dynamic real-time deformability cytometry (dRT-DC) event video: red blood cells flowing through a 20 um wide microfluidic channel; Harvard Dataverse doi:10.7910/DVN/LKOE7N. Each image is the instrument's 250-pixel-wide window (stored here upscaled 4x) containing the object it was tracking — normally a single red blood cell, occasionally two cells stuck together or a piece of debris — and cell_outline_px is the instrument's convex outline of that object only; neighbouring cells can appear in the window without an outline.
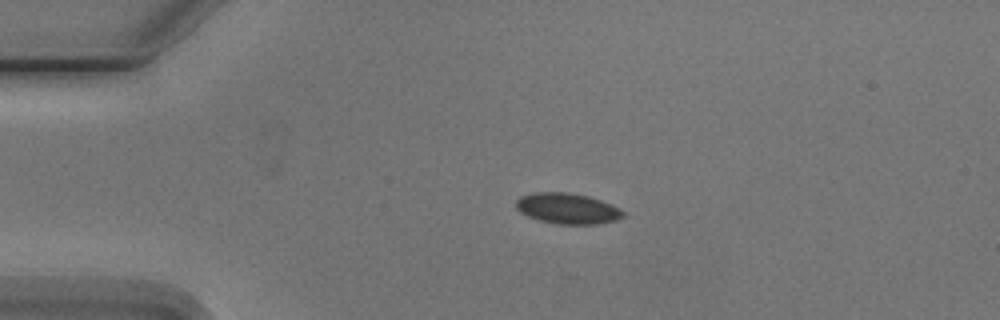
{"species": "Egyptian fruit bat (a non-hibernating species)", "species_latin": "Rousettus aegyptiacus", "temperature_condition": "cold", "stored_images_in_passage": 5, "camera_frame_rate_fps": 3000, "um_per_image_px": 0.085, "animal": {"sex": "male"}, "frame": {"image": 1, "passage_image": 3, "time_ms": 2.333, "image_size_px": [1000, 320], "cell_outline_px": [[624, 216], [616, 220], [600, 224], [556, 224], [540, 220], [528, 216], [520, 212], [516, 208], [516, 200], [520, 196], [532, 192], [568, 192], [588, 196], [612, 204], [620, 208], [624, 212]], "centroid_in_image_um": [48.23, 17.72], "position_along_channel_um": 36.8, "area_um2": 19.31}}